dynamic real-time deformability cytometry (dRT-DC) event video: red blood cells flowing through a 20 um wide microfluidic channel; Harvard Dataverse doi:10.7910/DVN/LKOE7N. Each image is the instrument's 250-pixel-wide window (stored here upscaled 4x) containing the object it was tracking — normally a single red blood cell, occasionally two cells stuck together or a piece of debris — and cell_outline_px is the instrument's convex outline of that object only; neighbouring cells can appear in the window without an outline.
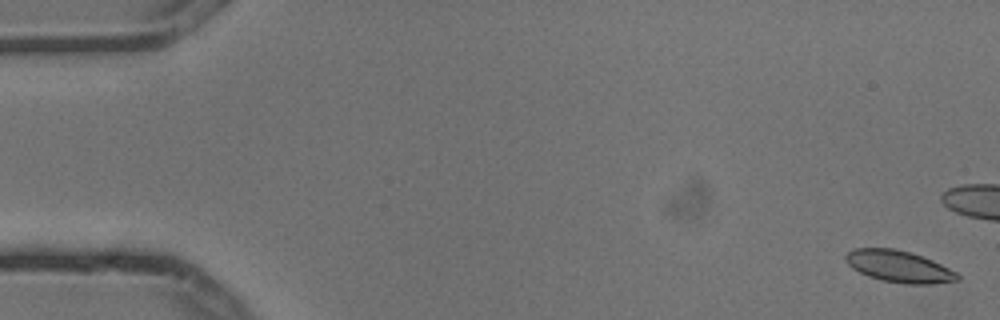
{"species": "common noctule bat (a hibernating species)", "species_latin": "Nyctalus noctula", "temperature_condition": "cold", "stored_images_in_passage": 6, "camera_frame_rate_fps": 3000, "um_per_image_px": 0.085, "animal": {"sex": "male", "body_mass_g": 13.3}, "frame": {"image": 1, "passage_image": 1, "time_ms": 0.0, "image_size_px": [1000, 320], "cell_outline_px": [[960, 280], [932, 284], [904, 284], [880, 280], [868, 276], [852, 268], [844, 260], [844, 256], [852, 248], [892, 248], [912, 252], [924, 256], [956, 272], [960, 276]], "centroid_in_image_um": [76.4, 22.65], "position_along_channel_um": 8.6, "area_um2": 20.87}}